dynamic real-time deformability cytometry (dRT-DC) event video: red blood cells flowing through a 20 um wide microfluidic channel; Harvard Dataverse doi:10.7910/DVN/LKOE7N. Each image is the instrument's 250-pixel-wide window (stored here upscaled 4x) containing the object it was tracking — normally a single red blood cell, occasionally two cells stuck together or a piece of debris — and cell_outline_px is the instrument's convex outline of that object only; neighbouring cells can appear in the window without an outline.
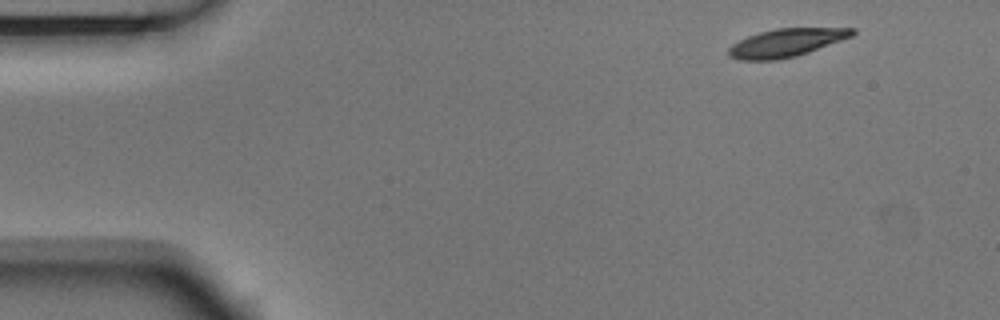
{"species": "Egyptian fruit bat (a non-hibernating species)", "species_latin": "Rousettus aegyptiacus", "temperature_condition": "room temperature", "stored_images_in_passage": 3, "camera_frame_rate_fps": 3000, "um_per_image_px": 0.085, "animal": {"sex": "male"}, "frame": {"image": 1, "passage_image": 1, "time_ms": 0.0, "image_size_px": [1000, 320], "cell_outline_px": [[856, 32], [852, 36], [808, 52], [796, 56], [776, 60], [740, 60], [728, 56], [728, 48], [732, 44], [748, 36], [760, 32], [776, 28], [856, 28]], "centroid_in_image_um": [66.81, 3.63], "position_along_channel_um": 18.2, "area_um2": 20.11}}
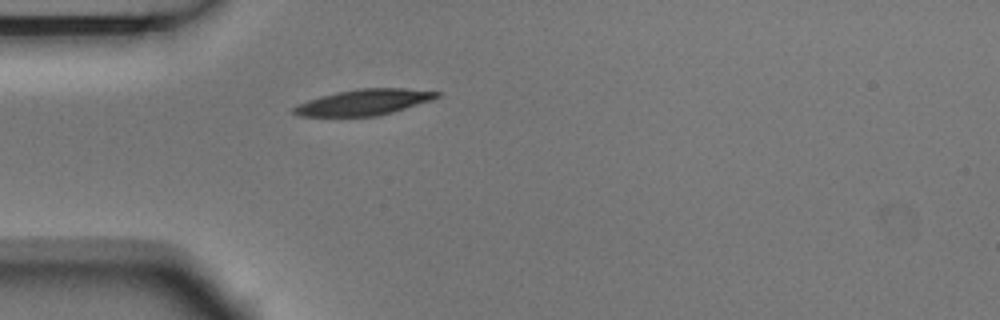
{"frame": {"image": 2, "passage_image": 3, "time_ms": 0.667, "image_size_px": [1000, 320], "cell_outline_px": [[440, 96], [432, 100], [392, 112], [376, 116], [300, 116], [292, 112], [292, 108], [308, 100], [320, 96], [336, 92], [360, 88], [404, 88], [440, 92]], "centroid_in_image_um": [30.94, 8.68], "position_along_channel_um": 54.1, "area_um2": 21.39}}